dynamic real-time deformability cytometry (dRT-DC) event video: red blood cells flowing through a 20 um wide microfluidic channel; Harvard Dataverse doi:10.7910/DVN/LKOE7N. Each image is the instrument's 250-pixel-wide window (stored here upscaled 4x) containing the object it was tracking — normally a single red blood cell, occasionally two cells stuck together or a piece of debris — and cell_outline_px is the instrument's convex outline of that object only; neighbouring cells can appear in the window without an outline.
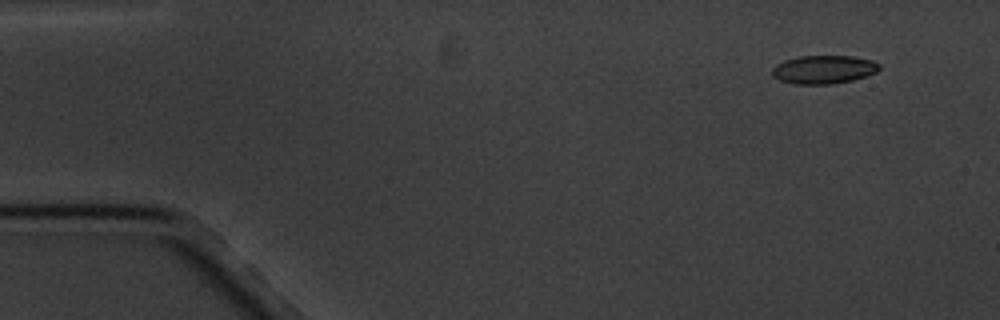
{"species": "common noctule bat (a hibernating species)", "species_latin": "Nyctalus noctula", "temperature_condition": "cold", "stored_images_in_passage": 6, "camera_frame_rate_fps": 3000, "um_per_image_px": 0.085, "animal": {"sex": "male", "body_mass_g": 20.1, "forearm_length_mm": 53.5}, "frame": {"image": 1, "passage_image": 2, "time_ms": 1.333, "image_size_px": [1000, 320], "cell_outline_px": [[880, 68], [876, 72], [852, 80], [832, 84], [796, 84], [780, 80], [772, 76], [772, 68], [776, 64], [784, 60], [800, 56], [852, 56], [872, 60], [880, 64]], "centroid_in_image_um": [70.0, 5.9], "position_along_channel_um": 15.0, "area_um2": 17.69}}
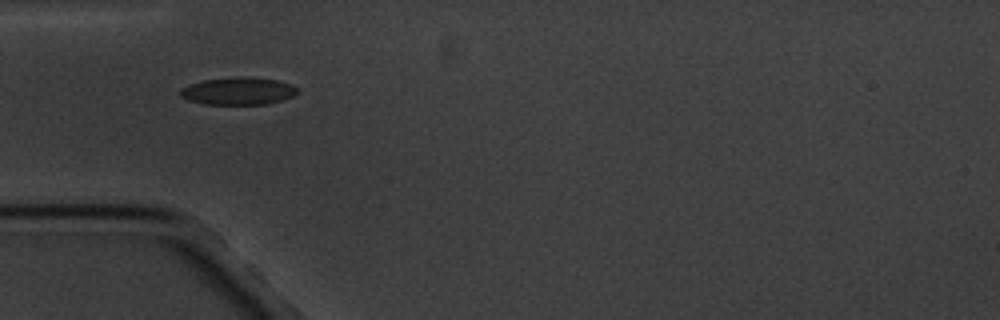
{"frame": {"image": 2, "passage_image": 5, "time_ms": 5.667, "image_size_px": [1000, 320], "cell_outline_px": [[300, 92], [292, 96], [280, 100], [264, 104], [204, 104], [188, 100], [180, 96], [180, 88], [204, 80], [236, 76], [248, 76], [276, 80], [300, 88]], "centroid_in_image_um": [20.25, 7.73], "position_along_channel_um": 64.8, "area_um2": 18.73}}
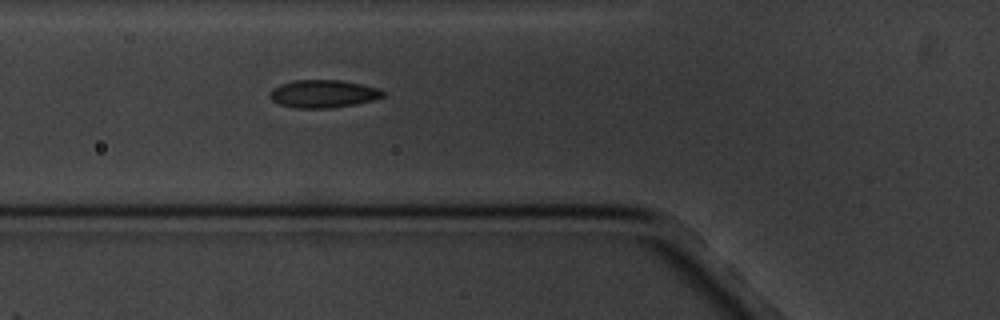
{"frame": {"image": 3, "passage_image": 6, "time_ms": 6.667, "image_size_px": [1000, 320], "cell_outline_px": [[384, 96], [372, 100], [356, 104], [332, 108], [296, 108], [280, 104], [272, 100], [268, 96], [272, 88], [280, 84], [292, 80], [340, 80], [364, 84], [380, 88], [384, 92]], "centroid_in_image_um": [27.47, 7.96], "position_along_channel_um": 98.3, "area_um2": 18.5}}